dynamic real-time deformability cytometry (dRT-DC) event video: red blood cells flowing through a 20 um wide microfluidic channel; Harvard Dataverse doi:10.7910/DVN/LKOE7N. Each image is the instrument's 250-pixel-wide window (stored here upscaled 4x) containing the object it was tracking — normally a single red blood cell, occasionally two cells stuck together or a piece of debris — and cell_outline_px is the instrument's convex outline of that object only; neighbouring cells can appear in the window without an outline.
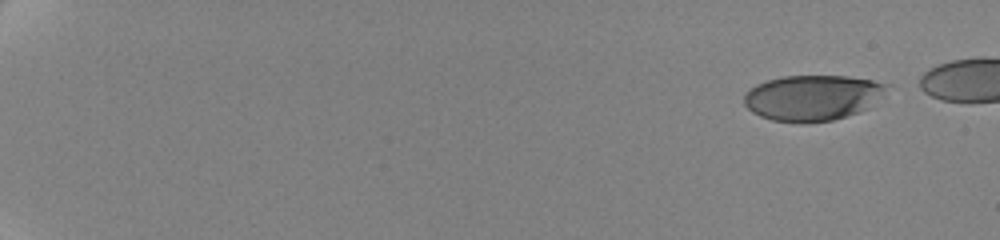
{"species": "human", "species_latin": "Homo sapiens", "temperature_condition": "cold", "stored_images_in_passage": 22, "camera_frame_rate_fps": 3000, "um_per_image_px": 0.085, "donor": {"sex": "female"}, "frame": {"image": 1, "passage_image": 1, "time_ms": 0.0, "image_size_px": [1000, 240], "cell_outline_px": [[892, 84], [868, 108], [832, 120], [804, 124], [800, 124], [772, 120], [760, 116], [752, 112], [744, 104], [744, 96], [756, 84], [768, 80], [784, 76], [848, 76], [872, 80]], "centroid_in_image_um": [69.06, 8.31], "position_along_channel_um": 15.9, "area_um2": 37.86}}
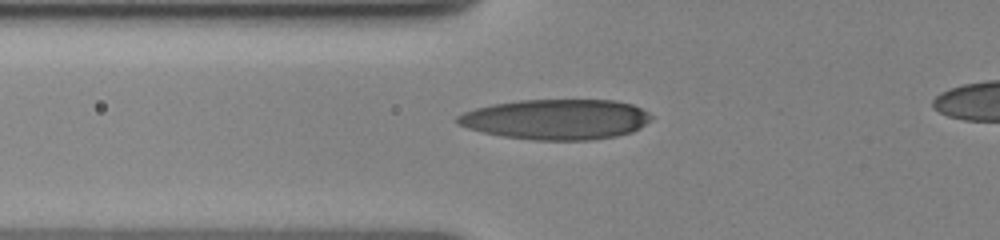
{"frame": {"image": 2, "passage_image": 19, "time_ms": 7.0, "image_size_px": [1000, 240], "cell_outline_px": [[652, 120], [640, 128], [632, 132], [616, 136], [588, 140], [532, 140], [504, 136], [484, 132], [468, 128], [460, 124], [456, 120], [456, 116], [464, 112], [476, 108], [492, 104], [520, 100], [616, 100], [632, 104], [648, 112], [652, 116]], "centroid_in_image_um": [47.31, 10.14], "position_along_channel_um": 78.5, "area_um2": 45.49}}
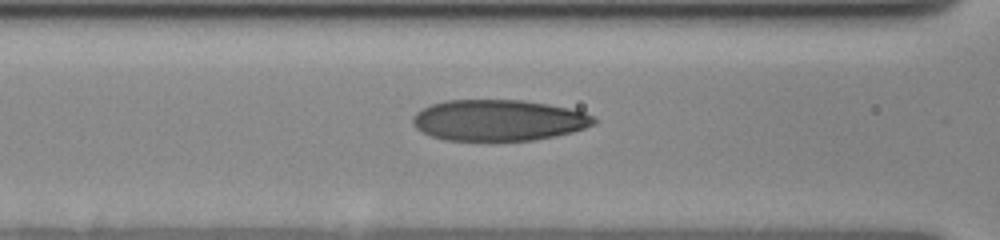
{"frame": {"image": 3, "passage_image": 21, "time_ms": 8.333, "image_size_px": [1000, 240], "cell_outline_px": [[596, 124], [572, 132], [556, 136], [532, 140], [444, 140], [432, 136], [416, 128], [412, 124], [412, 116], [416, 112], [432, 104], [448, 100], [524, 100], [548, 104], [568, 108], [584, 112], [592, 116], [596, 120]], "centroid_in_image_um": [42.38, 10.22], "position_along_channel_um": 124.2, "area_um2": 43.29}}